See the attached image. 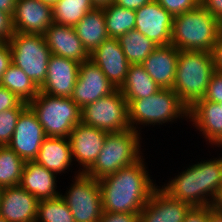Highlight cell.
Returning <instances> with one entry per match:
<instances>
[{
    "label": "cell",
    "instance_id": "cell-1",
    "mask_svg": "<svg viewBox=\"0 0 222 222\" xmlns=\"http://www.w3.org/2000/svg\"><path fill=\"white\" fill-rule=\"evenodd\" d=\"M145 163L142 157L134 164L98 180L103 211L140 213L158 187Z\"/></svg>",
    "mask_w": 222,
    "mask_h": 222
},
{
    "label": "cell",
    "instance_id": "cell-2",
    "mask_svg": "<svg viewBox=\"0 0 222 222\" xmlns=\"http://www.w3.org/2000/svg\"><path fill=\"white\" fill-rule=\"evenodd\" d=\"M179 173L160 188L191 207L214 204L222 188V156L189 164Z\"/></svg>",
    "mask_w": 222,
    "mask_h": 222
},
{
    "label": "cell",
    "instance_id": "cell-3",
    "mask_svg": "<svg viewBox=\"0 0 222 222\" xmlns=\"http://www.w3.org/2000/svg\"><path fill=\"white\" fill-rule=\"evenodd\" d=\"M222 33V23L201 4L173 17L171 43L178 50L212 53Z\"/></svg>",
    "mask_w": 222,
    "mask_h": 222
},
{
    "label": "cell",
    "instance_id": "cell-4",
    "mask_svg": "<svg viewBox=\"0 0 222 222\" xmlns=\"http://www.w3.org/2000/svg\"><path fill=\"white\" fill-rule=\"evenodd\" d=\"M214 72L212 53L179 50L173 90L190 108L196 101L203 99Z\"/></svg>",
    "mask_w": 222,
    "mask_h": 222
},
{
    "label": "cell",
    "instance_id": "cell-5",
    "mask_svg": "<svg viewBox=\"0 0 222 222\" xmlns=\"http://www.w3.org/2000/svg\"><path fill=\"white\" fill-rule=\"evenodd\" d=\"M188 110L173 89L161 88L153 95L128 104V122L133 130L141 133V125L149 127L177 123L178 118L188 122Z\"/></svg>",
    "mask_w": 222,
    "mask_h": 222
},
{
    "label": "cell",
    "instance_id": "cell-6",
    "mask_svg": "<svg viewBox=\"0 0 222 222\" xmlns=\"http://www.w3.org/2000/svg\"><path fill=\"white\" fill-rule=\"evenodd\" d=\"M141 139V133L132 128L122 132L108 133L101 152L85 174L99 180L123 167L134 164L144 157L141 151L143 147Z\"/></svg>",
    "mask_w": 222,
    "mask_h": 222
},
{
    "label": "cell",
    "instance_id": "cell-7",
    "mask_svg": "<svg viewBox=\"0 0 222 222\" xmlns=\"http://www.w3.org/2000/svg\"><path fill=\"white\" fill-rule=\"evenodd\" d=\"M28 105L49 137L69 138L70 132L81 122V108L72 98L39 92Z\"/></svg>",
    "mask_w": 222,
    "mask_h": 222
},
{
    "label": "cell",
    "instance_id": "cell-8",
    "mask_svg": "<svg viewBox=\"0 0 222 222\" xmlns=\"http://www.w3.org/2000/svg\"><path fill=\"white\" fill-rule=\"evenodd\" d=\"M8 42L12 63L40 87L46 79L51 56L43 34L14 32Z\"/></svg>",
    "mask_w": 222,
    "mask_h": 222
},
{
    "label": "cell",
    "instance_id": "cell-9",
    "mask_svg": "<svg viewBox=\"0 0 222 222\" xmlns=\"http://www.w3.org/2000/svg\"><path fill=\"white\" fill-rule=\"evenodd\" d=\"M72 182L65 194L60 196L69 207L74 221L99 222L103 209L98 179L77 171Z\"/></svg>",
    "mask_w": 222,
    "mask_h": 222
},
{
    "label": "cell",
    "instance_id": "cell-10",
    "mask_svg": "<svg viewBox=\"0 0 222 222\" xmlns=\"http://www.w3.org/2000/svg\"><path fill=\"white\" fill-rule=\"evenodd\" d=\"M81 112L83 124L107 133L122 132L131 128L128 122V103L119 89L88 104Z\"/></svg>",
    "mask_w": 222,
    "mask_h": 222
},
{
    "label": "cell",
    "instance_id": "cell-11",
    "mask_svg": "<svg viewBox=\"0 0 222 222\" xmlns=\"http://www.w3.org/2000/svg\"><path fill=\"white\" fill-rule=\"evenodd\" d=\"M46 137L37 115L28 105L21 112L14 134L7 146L25 162L34 161Z\"/></svg>",
    "mask_w": 222,
    "mask_h": 222
},
{
    "label": "cell",
    "instance_id": "cell-12",
    "mask_svg": "<svg viewBox=\"0 0 222 222\" xmlns=\"http://www.w3.org/2000/svg\"><path fill=\"white\" fill-rule=\"evenodd\" d=\"M116 90L100 67L92 60L81 62L72 100L81 109Z\"/></svg>",
    "mask_w": 222,
    "mask_h": 222
},
{
    "label": "cell",
    "instance_id": "cell-13",
    "mask_svg": "<svg viewBox=\"0 0 222 222\" xmlns=\"http://www.w3.org/2000/svg\"><path fill=\"white\" fill-rule=\"evenodd\" d=\"M135 30L145 35L158 46L171 43L173 16L156 0L135 10Z\"/></svg>",
    "mask_w": 222,
    "mask_h": 222
},
{
    "label": "cell",
    "instance_id": "cell-14",
    "mask_svg": "<svg viewBox=\"0 0 222 222\" xmlns=\"http://www.w3.org/2000/svg\"><path fill=\"white\" fill-rule=\"evenodd\" d=\"M107 134L106 131L82 122L70 132L72 158L73 161L78 162L80 173H85L94 164L102 150Z\"/></svg>",
    "mask_w": 222,
    "mask_h": 222
},
{
    "label": "cell",
    "instance_id": "cell-15",
    "mask_svg": "<svg viewBox=\"0 0 222 222\" xmlns=\"http://www.w3.org/2000/svg\"><path fill=\"white\" fill-rule=\"evenodd\" d=\"M79 66L80 63L75 60L51 54L46 79L39 87L40 92L54 97L71 98Z\"/></svg>",
    "mask_w": 222,
    "mask_h": 222
},
{
    "label": "cell",
    "instance_id": "cell-16",
    "mask_svg": "<svg viewBox=\"0 0 222 222\" xmlns=\"http://www.w3.org/2000/svg\"><path fill=\"white\" fill-rule=\"evenodd\" d=\"M52 23L51 6L40 0H16L12 15L14 32L43 34Z\"/></svg>",
    "mask_w": 222,
    "mask_h": 222
},
{
    "label": "cell",
    "instance_id": "cell-17",
    "mask_svg": "<svg viewBox=\"0 0 222 222\" xmlns=\"http://www.w3.org/2000/svg\"><path fill=\"white\" fill-rule=\"evenodd\" d=\"M90 60L100 67L116 89L122 86L130 63L124 55L118 38L108 37L90 54Z\"/></svg>",
    "mask_w": 222,
    "mask_h": 222
},
{
    "label": "cell",
    "instance_id": "cell-18",
    "mask_svg": "<svg viewBox=\"0 0 222 222\" xmlns=\"http://www.w3.org/2000/svg\"><path fill=\"white\" fill-rule=\"evenodd\" d=\"M39 200L20 185L7 187L0 194V217L9 222H36Z\"/></svg>",
    "mask_w": 222,
    "mask_h": 222
},
{
    "label": "cell",
    "instance_id": "cell-19",
    "mask_svg": "<svg viewBox=\"0 0 222 222\" xmlns=\"http://www.w3.org/2000/svg\"><path fill=\"white\" fill-rule=\"evenodd\" d=\"M51 54L75 60L79 63L90 59L74 27L52 23L43 33Z\"/></svg>",
    "mask_w": 222,
    "mask_h": 222
},
{
    "label": "cell",
    "instance_id": "cell-20",
    "mask_svg": "<svg viewBox=\"0 0 222 222\" xmlns=\"http://www.w3.org/2000/svg\"><path fill=\"white\" fill-rule=\"evenodd\" d=\"M190 208L189 204L173 199L158 186L140 211V222H183Z\"/></svg>",
    "mask_w": 222,
    "mask_h": 222
},
{
    "label": "cell",
    "instance_id": "cell-21",
    "mask_svg": "<svg viewBox=\"0 0 222 222\" xmlns=\"http://www.w3.org/2000/svg\"><path fill=\"white\" fill-rule=\"evenodd\" d=\"M188 120L211 146L222 139V107L219 103L205 99L196 101L188 110Z\"/></svg>",
    "mask_w": 222,
    "mask_h": 222
},
{
    "label": "cell",
    "instance_id": "cell-22",
    "mask_svg": "<svg viewBox=\"0 0 222 222\" xmlns=\"http://www.w3.org/2000/svg\"><path fill=\"white\" fill-rule=\"evenodd\" d=\"M178 56L172 44L158 46L141 65L161 88L173 89Z\"/></svg>",
    "mask_w": 222,
    "mask_h": 222
},
{
    "label": "cell",
    "instance_id": "cell-23",
    "mask_svg": "<svg viewBox=\"0 0 222 222\" xmlns=\"http://www.w3.org/2000/svg\"><path fill=\"white\" fill-rule=\"evenodd\" d=\"M57 174L34 161H26L20 186L34 195L39 201L60 196L57 189Z\"/></svg>",
    "mask_w": 222,
    "mask_h": 222
},
{
    "label": "cell",
    "instance_id": "cell-24",
    "mask_svg": "<svg viewBox=\"0 0 222 222\" xmlns=\"http://www.w3.org/2000/svg\"><path fill=\"white\" fill-rule=\"evenodd\" d=\"M34 162L44 166L57 175L66 173L73 167V158L69 138L47 136L40 147Z\"/></svg>",
    "mask_w": 222,
    "mask_h": 222
},
{
    "label": "cell",
    "instance_id": "cell-25",
    "mask_svg": "<svg viewBox=\"0 0 222 222\" xmlns=\"http://www.w3.org/2000/svg\"><path fill=\"white\" fill-rule=\"evenodd\" d=\"M82 45L91 54L109 36L103 8H93L74 26Z\"/></svg>",
    "mask_w": 222,
    "mask_h": 222
},
{
    "label": "cell",
    "instance_id": "cell-26",
    "mask_svg": "<svg viewBox=\"0 0 222 222\" xmlns=\"http://www.w3.org/2000/svg\"><path fill=\"white\" fill-rule=\"evenodd\" d=\"M161 87L149 76L141 64H130L119 90L129 104L132 100L155 94Z\"/></svg>",
    "mask_w": 222,
    "mask_h": 222
},
{
    "label": "cell",
    "instance_id": "cell-27",
    "mask_svg": "<svg viewBox=\"0 0 222 222\" xmlns=\"http://www.w3.org/2000/svg\"><path fill=\"white\" fill-rule=\"evenodd\" d=\"M0 86L14 93L22 102L29 104L40 92L39 87L21 68L11 63L4 72Z\"/></svg>",
    "mask_w": 222,
    "mask_h": 222
},
{
    "label": "cell",
    "instance_id": "cell-28",
    "mask_svg": "<svg viewBox=\"0 0 222 222\" xmlns=\"http://www.w3.org/2000/svg\"><path fill=\"white\" fill-rule=\"evenodd\" d=\"M120 46L130 64H142L158 47L137 30H131L118 38Z\"/></svg>",
    "mask_w": 222,
    "mask_h": 222
},
{
    "label": "cell",
    "instance_id": "cell-29",
    "mask_svg": "<svg viewBox=\"0 0 222 222\" xmlns=\"http://www.w3.org/2000/svg\"><path fill=\"white\" fill-rule=\"evenodd\" d=\"M106 30L109 37L119 38L135 29V10L123 8L112 3L103 8Z\"/></svg>",
    "mask_w": 222,
    "mask_h": 222
},
{
    "label": "cell",
    "instance_id": "cell-30",
    "mask_svg": "<svg viewBox=\"0 0 222 222\" xmlns=\"http://www.w3.org/2000/svg\"><path fill=\"white\" fill-rule=\"evenodd\" d=\"M91 0H59L53 7V23L74 27L90 10Z\"/></svg>",
    "mask_w": 222,
    "mask_h": 222
},
{
    "label": "cell",
    "instance_id": "cell-31",
    "mask_svg": "<svg viewBox=\"0 0 222 222\" xmlns=\"http://www.w3.org/2000/svg\"><path fill=\"white\" fill-rule=\"evenodd\" d=\"M25 161L8 146H0V188L18 186Z\"/></svg>",
    "mask_w": 222,
    "mask_h": 222
},
{
    "label": "cell",
    "instance_id": "cell-32",
    "mask_svg": "<svg viewBox=\"0 0 222 222\" xmlns=\"http://www.w3.org/2000/svg\"><path fill=\"white\" fill-rule=\"evenodd\" d=\"M36 222H75L61 196L38 202Z\"/></svg>",
    "mask_w": 222,
    "mask_h": 222
},
{
    "label": "cell",
    "instance_id": "cell-33",
    "mask_svg": "<svg viewBox=\"0 0 222 222\" xmlns=\"http://www.w3.org/2000/svg\"><path fill=\"white\" fill-rule=\"evenodd\" d=\"M28 106L22 102L18 107L0 112V146H7L14 134V130L21 112Z\"/></svg>",
    "mask_w": 222,
    "mask_h": 222
},
{
    "label": "cell",
    "instance_id": "cell-34",
    "mask_svg": "<svg viewBox=\"0 0 222 222\" xmlns=\"http://www.w3.org/2000/svg\"><path fill=\"white\" fill-rule=\"evenodd\" d=\"M173 17L196 8L200 0H156Z\"/></svg>",
    "mask_w": 222,
    "mask_h": 222
},
{
    "label": "cell",
    "instance_id": "cell-35",
    "mask_svg": "<svg viewBox=\"0 0 222 222\" xmlns=\"http://www.w3.org/2000/svg\"><path fill=\"white\" fill-rule=\"evenodd\" d=\"M203 99L216 103L222 102V73L215 71L212 74Z\"/></svg>",
    "mask_w": 222,
    "mask_h": 222
},
{
    "label": "cell",
    "instance_id": "cell-36",
    "mask_svg": "<svg viewBox=\"0 0 222 222\" xmlns=\"http://www.w3.org/2000/svg\"><path fill=\"white\" fill-rule=\"evenodd\" d=\"M99 222H140V213L102 212Z\"/></svg>",
    "mask_w": 222,
    "mask_h": 222
},
{
    "label": "cell",
    "instance_id": "cell-37",
    "mask_svg": "<svg viewBox=\"0 0 222 222\" xmlns=\"http://www.w3.org/2000/svg\"><path fill=\"white\" fill-rule=\"evenodd\" d=\"M213 205L191 207L186 213L183 222H208L209 212Z\"/></svg>",
    "mask_w": 222,
    "mask_h": 222
},
{
    "label": "cell",
    "instance_id": "cell-38",
    "mask_svg": "<svg viewBox=\"0 0 222 222\" xmlns=\"http://www.w3.org/2000/svg\"><path fill=\"white\" fill-rule=\"evenodd\" d=\"M22 101L10 90L0 86V112L18 107Z\"/></svg>",
    "mask_w": 222,
    "mask_h": 222
},
{
    "label": "cell",
    "instance_id": "cell-39",
    "mask_svg": "<svg viewBox=\"0 0 222 222\" xmlns=\"http://www.w3.org/2000/svg\"><path fill=\"white\" fill-rule=\"evenodd\" d=\"M13 33L12 16L0 11V40L8 42Z\"/></svg>",
    "mask_w": 222,
    "mask_h": 222
},
{
    "label": "cell",
    "instance_id": "cell-40",
    "mask_svg": "<svg viewBox=\"0 0 222 222\" xmlns=\"http://www.w3.org/2000/svg\"><path fill=\"white\" fill-rule=\"evenodd\" d=\"M11 63H12V52L9 42H2L0 44V82L4 72Z\"/></svg>",
    "mask_w": 222,
    "mask_h": 222
},
{
    "label": "cell",
    "instance_id": "cell-41",
    "mask_svg": "<svg viewBox=\"0 0 222 222\" xmlns=\"http://www.w3.org/2000/svg\"><path fill=\"white\" fill-rule=\"evenodd\" d=\"M200 4L222 23V0H200Z\"/></svg>",
    "mask_w": 222,
    "mask_h": 222
},
{
    "label": "cell",
    "instance_id": "cell-42",
    "mask_svg": "<svg viewBox=\"0 0 222 222\" xmlns=\"http://www.w3.org/2000/svg\"><path fill=\"white\" fill-rule=\"evenodd\" d=\"M215 71L222 73V33L212 51Z\"/></svg>",
    "mask_w": 222,
    "mask_h": 222
},
{
    "label": "cell",
    "instance_id": "cell-43",
    "mask_svg": "<svg viewBox=\"0 0 222 222\" xmlns=\"http://www.w3.org/2000/svg\"><path fill=\"white\" fill-rule=\"evenodd\" d=\"M151 1L152 0H114L113 3L123 8L138 10L140 7Z\"/></svg>",
    "mask_w": 222,
    "mask_h": 222
},
{
    "label": "cell",
    "instance_id": "cell-44",
    "mask_svg": "<svg viewBox=\"0 0 222 222\" xmlns=\"http://www.w3.org/2000/svg\"><path fill=\"white\" fill-rule=\"evenodd\" d=\"M16 0H0V11L13 15Z\"/></svg>",
    "mask_w": 222,
    "mask_h": 222
},
{
    "label": "cell",
    "instance_id": "cell-45",
    "mask_svg": "<svg viewBox=\"0 0 222 222\" xmlns=\"http://www.w3.org/2000/svg\"><path fill=\"white\" fill-rule=\"evenodd\" d=\"M208 222H222V213L213 207L209 212Z\"/></svg>",
    "mask_w": 222,
    "mask_h": 222
},
{
    "label": "cell",
    "instance_id": "cell-46",
    "mask_svg": "<svg viewBox=\"0 0 222 222\" xmlns=\"http://www.w3.org/2000/svg\"><path fill=\"white\" fill-rule=\"evenodd\" d=\"M114 0H91L94 8H105L113 3Z\"/></svg>",
    "mask_w": 222,
    "mask_h": 222
},
{
    "label": "cell",
    "instance_id": "cell-47",
    "mask_svg": "<svg viewBox=\"0 0 222 222\" xmlns=\"http://www.w3.org/2000/svg\"><path fill=\"white\" fill-rule=\"evenodd\" d=\"M214 208H216L219 212L222 213V188L213 204Z\"/></svg>",
    "mask_w": 222,
    "mask_h": 222
},
{
    "label": "cell",
    "instance_id": "cell-48",
    "mask_svg": "<svg viewBox=\"0 0 222 222\" xmlns=\"http://www.w3.org/2000/svg\"><path fill=\"white\" fill-rule=\"evenodd\" d=\"M40 1H42L46 5L53 7L59 0H40Z\"/></svg>",
    "mask_w": 222,
    "mask_h": 222
},
{
    "label": "cell",
    "instance_id": "cell-49",
    "mask_svg": "<svg viewBox=\"0 0 222 222\" xmlns=\"http://www.w3.org/2000/svg\"><path fill=\"white\" fill-rule=\"evenodd\" d=\"M215 147H220V148H222V139L215 145Z\"/></svg>",
    "mask_w": 222,
    "mask_h": 222
},
{
    "label": "cell",
    "instance_id": "cell-50",
    "mask_svg": "<svg viewBox=\"0 0 222 222\" xmlns=\"http://www.w3.org/2000/svg\"><path fill=\"white\" fill-rule=\"evenodd\" d=\"M0 222H9L8 220H6L5 218L3 217H0Z\"/></svg>",
    "mask_w": 222,
    "mask_h": 222
}]
</instances>
